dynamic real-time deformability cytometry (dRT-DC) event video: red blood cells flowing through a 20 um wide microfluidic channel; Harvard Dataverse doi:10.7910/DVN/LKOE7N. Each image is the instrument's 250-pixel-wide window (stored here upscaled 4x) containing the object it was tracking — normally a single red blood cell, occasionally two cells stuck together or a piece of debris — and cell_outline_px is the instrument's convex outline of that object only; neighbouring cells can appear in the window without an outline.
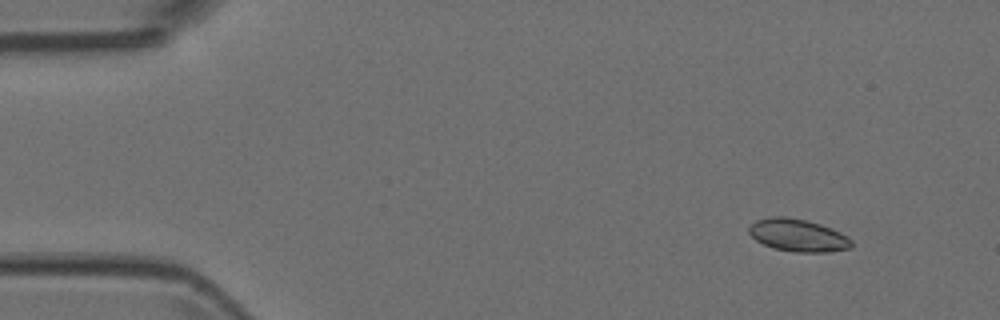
{"species": "Egyptian fruit bat (a non-hibernating species)", "species_latin": "Rousettus aegyptiacus", "temperature_condition": "room temperature", "stored_images_in_passage": 5, "camera_frame_rate_fps": 3000, "um_per_image_px": 0.085, "animal": {"sex": "female"}, "frame": {"image": 1, "passage_image": 2, "time_ms": 0.333, "image_size_px": [1000, 320], "cell_outline_px": [[852, 248], [828, 252], [796, 252], [772, 248], [756, 240], [748, 232], [748, 228], [756, 220], [772, 216], [784, 216], [808, 220], [832, 228], [848, 236], [852, 240]], "centroid_in_image_um": [67.85, 20.0], "position_along_channel_um": 17.2, "area_um2": 19.59}}
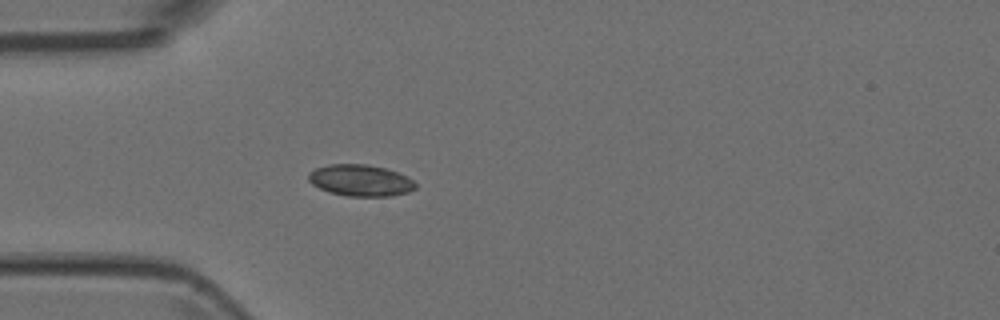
{"frame": {"image": 2, "passage_image": 5, "time_ms": 1.333, "image_size_px": [1000, 320], "cell_outline_px": [[416, 188], [408, 192], [392, 196], [348, 196], [328, 192], [312, 184], [308, 180], [308, 172], [316, 168], [328, 164], [364, 164], [384, 168], [396, 172], [412, 180], [416, 184]], "centroid_in_image_um": [30.6, 15.34], "position_along_channel_um": 54.4, "area_um2": 19.54}}